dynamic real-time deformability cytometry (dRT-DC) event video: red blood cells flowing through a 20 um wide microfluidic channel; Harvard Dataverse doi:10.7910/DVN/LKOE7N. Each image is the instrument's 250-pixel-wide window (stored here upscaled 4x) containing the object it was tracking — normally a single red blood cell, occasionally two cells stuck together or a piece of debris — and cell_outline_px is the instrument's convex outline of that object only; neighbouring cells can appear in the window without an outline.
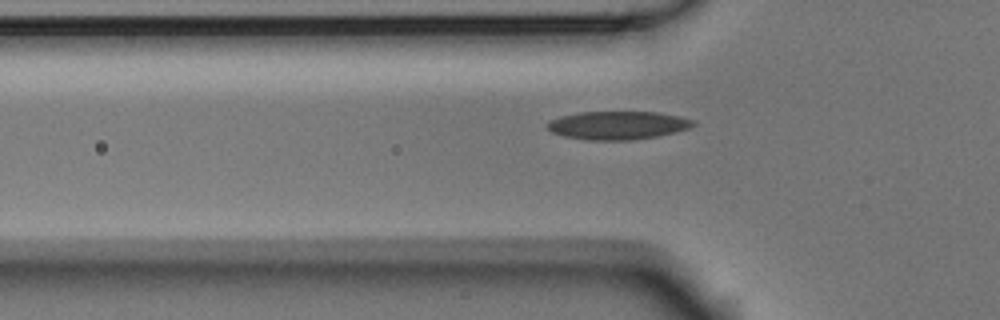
{"species": "Egyptian fruit bat (a non-hibernating species)", "species_latin": "Rousettus aegyptiacus", "temperature_condition": "room temperature", "stored_images_in_passage": 37, "camera_frame_rate_fps": 3000, "um_per_image_px": 0.085, "animal": {"sex": "male"}, "frame": {"image": 1, "passage_image": 7, "time_ms": 2.0, "image_size_px": [1000, 320], "cell_outline_px": [[696, 124], [688, 128], [676, 132], [656, 136], [632, 140], [588, 140], [564, 136], [552, 132], [544, 124], [548, 120], [560, 116], [580, 112], [656, 112], [680, 116], [696, 120]], "centroid_in_image_um": [52.5, 10.64], "position_along_channel_um": 73.3, "area_um2": 24.16}}
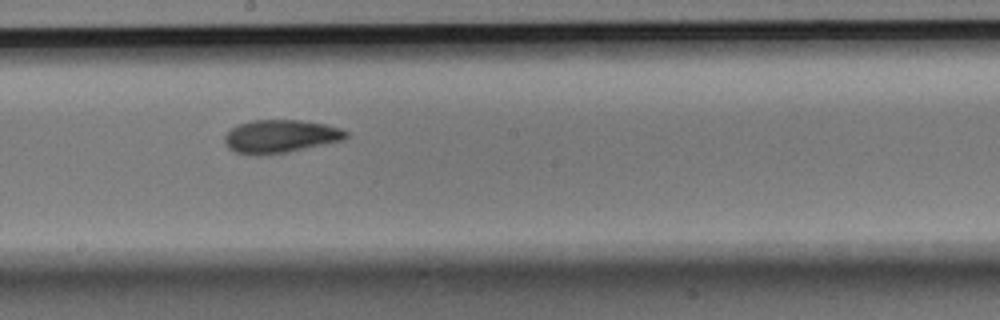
{"frame": {"image": 2, "passage_image": 19, "time_ms": 6.0, "image_size_px": [1000, 320], "cell_outline_px": [[348, 136], [344, 140], [288, 152], [236, 152], [228, 148], [224, 144], [224, 136], [236, 124], [252, 120], [300, 120], [324, 124], [340, 128], [348, 132]], "centroid_in_image_um": [23.86, 11.55], "position_along_channel_um": 224.3, "area_um2": 22.83}}
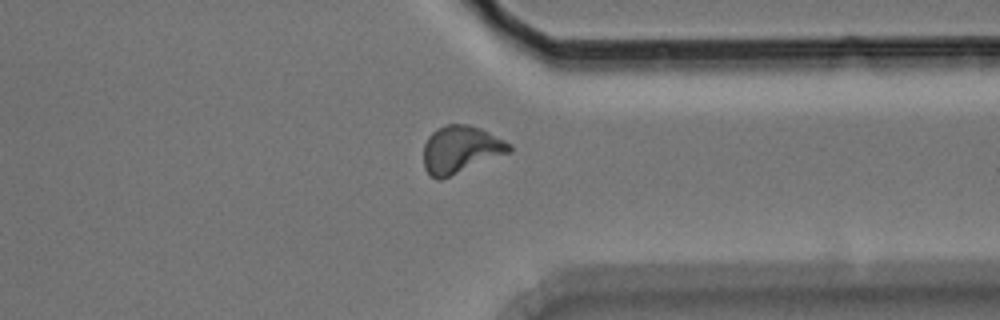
{"frame": {"image": 3, "passage_image": 31, "time_ms": 10.0, "image_size_px": [1000, 320], "cell_outline_px": [[512, 152], [440, 180], [436, 180], [424, 168], [424, 144], [428, 136], [436, 128], [448, 124], [468, 124], [480, 128], [512, 144]], "centroid_in_image_um": [39.16, 12.7], "position_along_channel_um": 372.2, "area_um2": 23.76}, "authors_computed_cell_mechanics": {"area_um2": 23.12, "velocity_mm_per_s": 3.7482, "shape_relaxation_time_tau1_ms": 5.7832, "shape_relaxation_time_tau2_ms": 1.5505, "deformation_change_tau1": 0.1632, "deformation_change_tau2": 0.064}}